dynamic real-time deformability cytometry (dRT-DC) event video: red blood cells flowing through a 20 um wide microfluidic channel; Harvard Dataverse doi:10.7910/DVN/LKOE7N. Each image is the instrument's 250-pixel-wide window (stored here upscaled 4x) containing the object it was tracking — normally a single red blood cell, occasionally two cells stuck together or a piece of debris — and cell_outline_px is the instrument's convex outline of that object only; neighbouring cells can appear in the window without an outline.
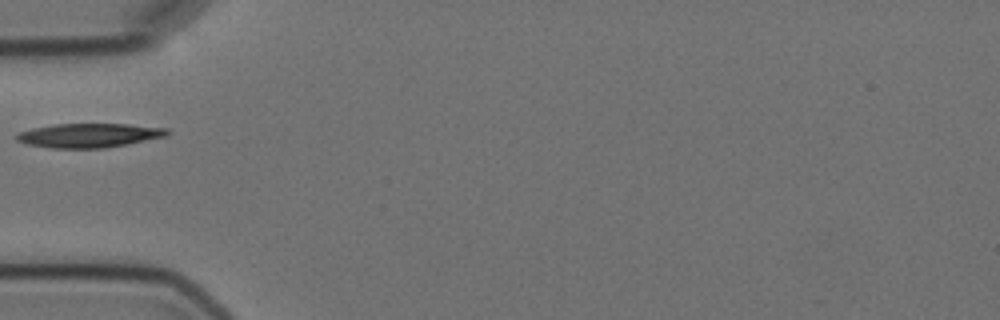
{"species": "Egyptian fruit bat (a non-hibernating species)", "species_latin": "Rousettus aegyptiacus", "temperature_condition": "cold", "stored_images_in_passage": 1, "camera_frame_rate_fps": 3000, "um_per_image_px": 0.085, "animal": {"sex": "female"}, "frame": {"image": 1, "passage_image": 1, "time_ms": 0.0, "image_size_px": [1000, 320], "cell_outline_px": [[172, 132], [168, 136], [128, 144], [104, 148], [52, 148], [28, 144], [16, 140], [16, 136], [20, 132], [32, 128], [52, 124], [128, 124], [168, 128]], "centroid_in_image_um": [7.63, 11.5], "position_along_channel_um": 77.4, "area_um2": 21.27}}